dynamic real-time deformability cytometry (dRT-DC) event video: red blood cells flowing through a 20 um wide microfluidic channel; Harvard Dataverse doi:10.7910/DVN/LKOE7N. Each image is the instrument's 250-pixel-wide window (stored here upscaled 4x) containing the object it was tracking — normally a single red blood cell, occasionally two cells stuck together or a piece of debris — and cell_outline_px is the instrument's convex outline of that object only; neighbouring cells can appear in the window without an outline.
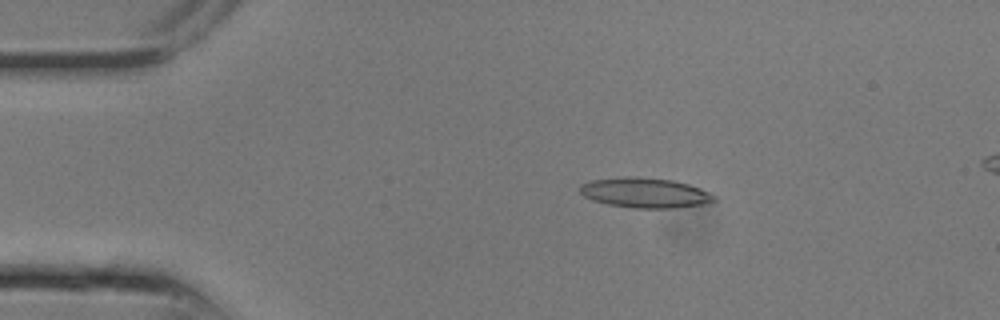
{"species": "common noctule bat (a hibernating species)", "species_latin": "Nyctalus noctula", "temperature_condition": "room temperature", "stored_images_in_passage": 6, "camera_frame_rate_fps": 3000, "um_per_image_px": 0.085, "animal": {"sex": "male", "body_mass_g": 13.3}, "frame": {"image": 1, "passage_image": 2, "time_ms": 0.333, "image_size_px": [1000, 320], "cell_outline_px": [[716, 200], [700, 204], [676, 208], [636, 208], [608, 204], [592, 200], [584, 196], [580, 192], [580, 184], [592, 180], [624, 176], [632, 176], [672, 180], [688, 184], [700, 188], [716, 196]], "centroid_in_image_um": [54.8, 16.38], "position_along_channel_um": 30.2, "area_um2": 23.35}}
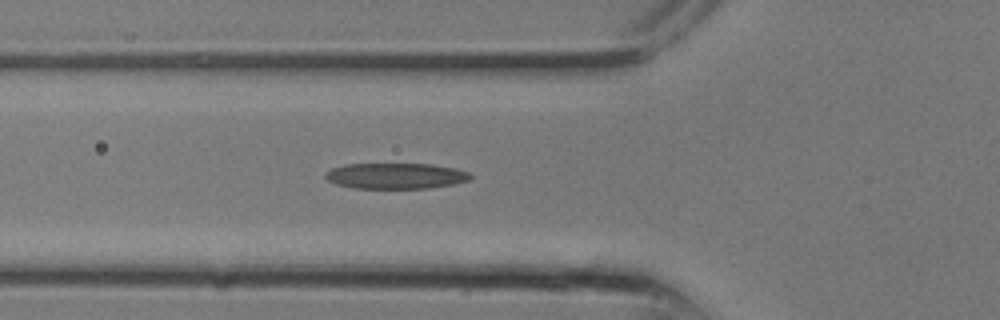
{"frame": {"image": 2, "passage_image": 6, "time_ms": 1.667, "image_size_px": [1000, 320], "cell_outline_px": [[472, 176], [468, 180], [452, 184], [428, 188], [352, 188], [336, 184], [328, 180], [324, 176], [324, 172], [332, 168], [348, 164], [432, 164], [456, 168], [468, 172]], "centroid_in_image_um": [33.61, 14.95], "position_along_channel_um": 92.2, "area_um2": 21.73}}